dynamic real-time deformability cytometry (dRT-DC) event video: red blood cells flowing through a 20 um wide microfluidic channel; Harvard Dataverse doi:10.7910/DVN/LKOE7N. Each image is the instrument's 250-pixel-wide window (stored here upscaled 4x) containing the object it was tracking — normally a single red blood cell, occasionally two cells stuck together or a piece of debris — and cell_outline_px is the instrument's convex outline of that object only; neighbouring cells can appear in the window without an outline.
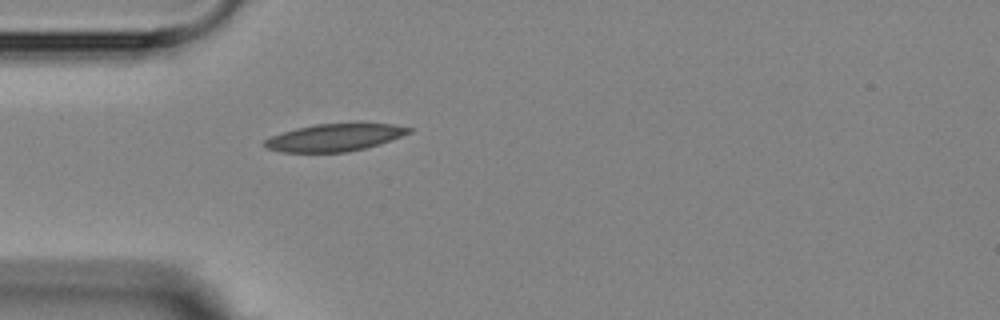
{"species": "Egyptian fruit bat (a non-hibernating species)", "species_latin": "Rousettus aegyptiacus", "temperature_condition": "room temperature", "stored_images_in_passage": 1, "camera_frame_rate_fps": 3000, "um_per_image_px": 0.085, "animal": {"sex": "female"}, "frame": {"image": 1, "passage_image": 1, "time_ms": 0.0, "image_size_px": [1000, 320], "cell_outline_px": [[412, 132], [380, 144], [348, 152], [284, 152], [268, 148], [264, 144], [264, 140], [272, 136], [296, 128], [316, 124], [396, 124], [412, 128]], "centroid_in_image_um": [28.48, 11.69], "position_along_channel_um": 56.5, "area_um2": 22.66}}